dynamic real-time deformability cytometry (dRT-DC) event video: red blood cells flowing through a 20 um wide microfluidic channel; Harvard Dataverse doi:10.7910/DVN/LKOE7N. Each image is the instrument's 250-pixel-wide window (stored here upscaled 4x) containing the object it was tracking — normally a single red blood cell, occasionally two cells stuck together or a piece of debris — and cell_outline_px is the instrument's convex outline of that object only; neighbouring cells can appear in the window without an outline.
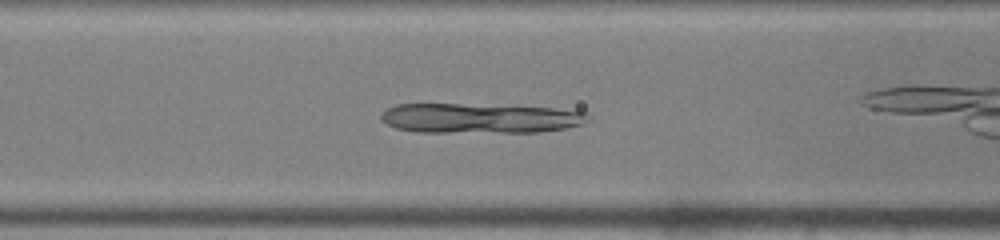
{"species": "common noctule bat (a hibernating species)", "species_latin": "Nyctalus noctula", "temperature_condition": "warm", "stored_images_in_passage": 35, "camera_frame_rate_fps": 3000, "um_per_image_px": 0.085, "animal": {"sex": "male", "body_mass_g": 19.0, "forearm_length_mm": 50.8}, "frame": {"image": 1, "passage_image": 6, "time_ms": 1.667, "image_size_px": [1000, 240], "cell_outline_px": [[592, 120], [584, 124], [564, 128], [540, 132], [416, 132], [396, 128], [380, 120], [380, 116], [388, 108], [396, 104], [460, 104], [552, 108], [584, 112]], "centroid_in_image_um": [40.79, 10.06], "position_along_channel_um": 125.8, "area_um2": 35.89}}
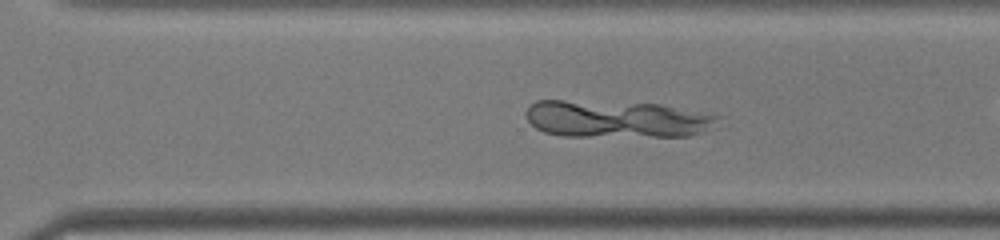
{"frame": {"image": 2, "passage_image": 20, "time_ms": 6.333, "image_size_px": [1000, 240], "cell_outline_px": [[724, 116], [700, 132], [688, 136], [564, 136], [544, 132], [536, 128], [528, 120], [524, 112], [536, 100], [564, 100], [660, 104], [712, 112]], "centroid_in_image_um": [52.43, 10.1], "position_along_channel_um": 318.2, "area_um2": 41.73}}